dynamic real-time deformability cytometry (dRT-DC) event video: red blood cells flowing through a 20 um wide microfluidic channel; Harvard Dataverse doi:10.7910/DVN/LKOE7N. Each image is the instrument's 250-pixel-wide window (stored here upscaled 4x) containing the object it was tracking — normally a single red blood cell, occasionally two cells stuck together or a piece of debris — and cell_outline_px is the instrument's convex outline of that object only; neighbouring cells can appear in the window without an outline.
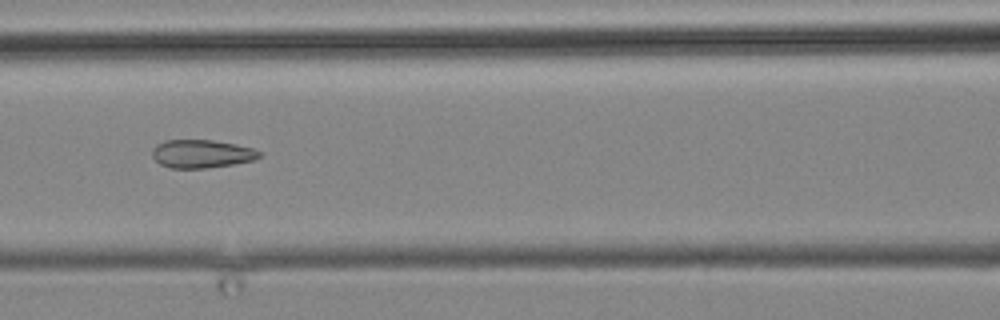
{"species": "common noctule bat (a hibernating species)", "species_latin": "Nyctalus noctula", "temperature_condition": "cold", "stored_images_in_passage": 11, "camera_frame_rate_fps": 3000, "um_per_image_px": 0.085, "animal": {"sex": "male", "body_mass_g": 19.2, "forearm_length_mm": 51.8}, "frame": {"image": 1, "passage_image": 11, "time_ms": 11.667, "image_size_px": [1000, 320], "cell_outline_px": [[264, 156], [256, 160], [232, 164], [204, 168], [168, 168], [160, 164], [152, 156], [152, 148], [156, 144], [164, 140], [212, 140], [236, 144], [252, 148], [260, 152]], "centroid_in_image_um": [17.14, 13.07], "position_along_channel_um": 149.5, "area_um2": 17.74}}